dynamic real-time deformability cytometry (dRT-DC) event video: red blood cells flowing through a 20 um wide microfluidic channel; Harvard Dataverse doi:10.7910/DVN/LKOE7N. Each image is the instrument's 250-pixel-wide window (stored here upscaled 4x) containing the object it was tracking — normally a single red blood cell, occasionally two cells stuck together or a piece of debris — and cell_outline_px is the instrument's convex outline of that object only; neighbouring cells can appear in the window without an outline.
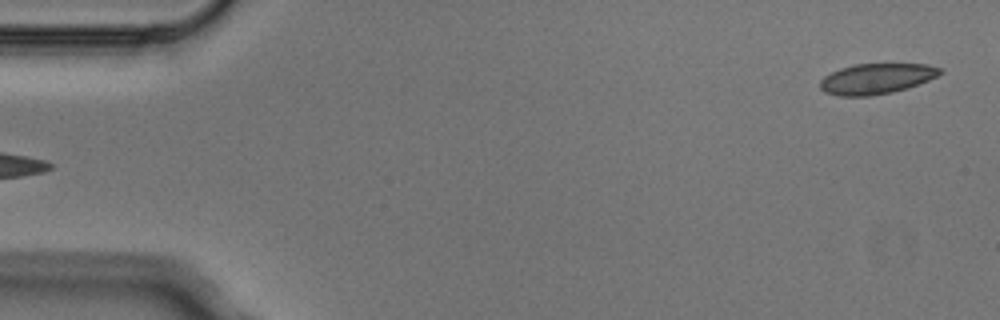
{"species": "Egyptian fruit bat (a non-hibernating species)", "species_latin": "Rousettus aegyptiacus", "temperature_condition": "cold", "stored_images_in_passage": 5, "segment_of_instrument_passage": [2, 2], "camera_frame_rate_fps": 3000, "um_per_image_px": 0.085, "animal": {"sex": "male"}, "frame": {"image": 1, "passage_image": 5, "time_ms": 1.333, "image_size_px": [1000, 320], "cell_outline_px": [[944, 72], [928, 80], [908, 88], [892, 92], [868, 96], [840, 96], [824, 92], [820, 88], [820, 80], [824, 76], [840, 68], [856, 64], [928, 64], [940, 68]], "centroid_in_image_um": [74.49, 6.69], "position_along_channel_um": 10.5, "area_um2": 21.27}}